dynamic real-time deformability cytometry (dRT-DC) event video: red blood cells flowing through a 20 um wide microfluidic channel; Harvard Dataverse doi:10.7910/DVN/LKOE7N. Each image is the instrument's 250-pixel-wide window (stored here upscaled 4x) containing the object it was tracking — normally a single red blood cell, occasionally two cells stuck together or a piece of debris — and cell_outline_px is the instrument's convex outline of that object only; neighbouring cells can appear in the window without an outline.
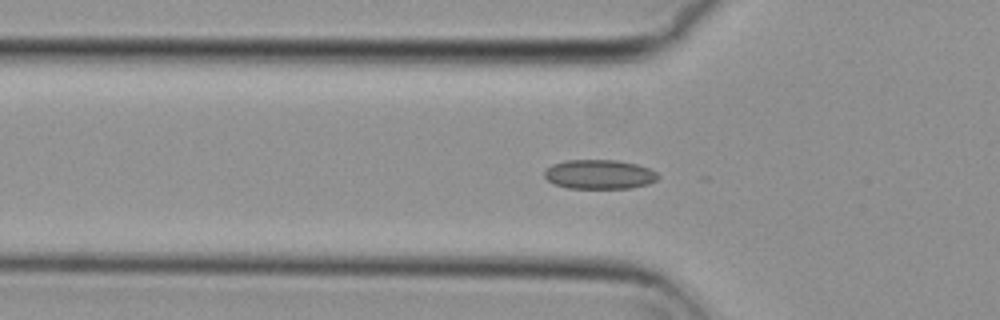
{"species": "common noctule bat (a hibernating species)", "species_latin": "Nyctalus noctula", "temperature_condition": "cold", "stored_images_in_passage": 56, "camera_frame_rate_fps": 3000, "um_per_image_px": 0.085, "animal": {"sex": "female", "body_mass_g": 29.2, "forearm_length_mm": 56.3}, "frame": {"image": 1, "passage_image": 18, "time_ms": 5.667, "image_size_px": [1000, 320], "cell_outline_px": [[660, 176], [656, 180], [648, 184], [632, 188], [568, 188], [552, 184], [544, 176], [544, 172], [552, 164], [564, 160], [616, 160], [636, 164], [648, 168], [656, 172]], "centroid_in_image_um": [50.93, 14.82], "position_along_channel_um": 74.9, "area_um2": 19.48}}
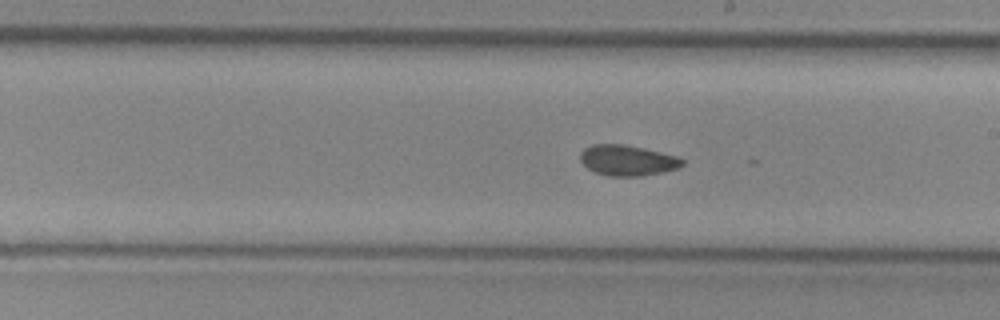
{"frame": {"image": 2, "passage_image": 31, "time_ms": 10.0, "image_size_px": [1000, 320], "cell_outline_px": [[684, 164], [680, 168], [664, 172], [640, 176], [608, 176], [596, 172], [588, 168], [580, 160], [580, 152], [584, 148], [592, 144], [624, 144], [660, 152], [676, 156], [684, 160]], "centroid_in_image_um": [53.34, 13.63], "position_along_channel_um": 235.7, "area_um2": 18.21}}
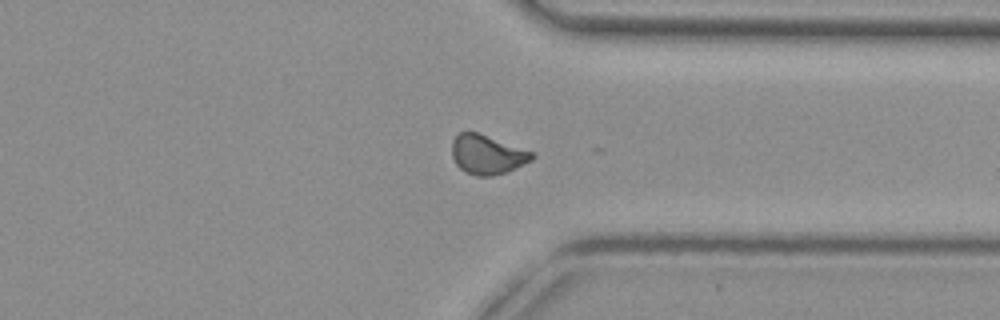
{"frame": {"image": 3, "passage_image": 42, "time_ms": 13.667, "image_size_px": [1000, 320], "cell_outline_px": [[536, 156], [532, 160], [508, 172], [492, 176], [476, 176], [464, 172], [456, 164], [452, 156], [452, 140], [460, 132], [476, 132], [532, 152]], "centroid_in_image_um": [41.39, 13.16], "position_along_channel_um": 370.0, "area_um2": 18.21}, "authors_computed_cell_mechanics": {"area_um2": 18.4382, "velocity_mm_per_s": 3.7033, "shape_relaxation_time_tau1_ms": null, "shape_relaxation_time_tau2_ms": 3.3319, "deformation_change_tau1": null, "deformation_change_tau2": 0.0654}}